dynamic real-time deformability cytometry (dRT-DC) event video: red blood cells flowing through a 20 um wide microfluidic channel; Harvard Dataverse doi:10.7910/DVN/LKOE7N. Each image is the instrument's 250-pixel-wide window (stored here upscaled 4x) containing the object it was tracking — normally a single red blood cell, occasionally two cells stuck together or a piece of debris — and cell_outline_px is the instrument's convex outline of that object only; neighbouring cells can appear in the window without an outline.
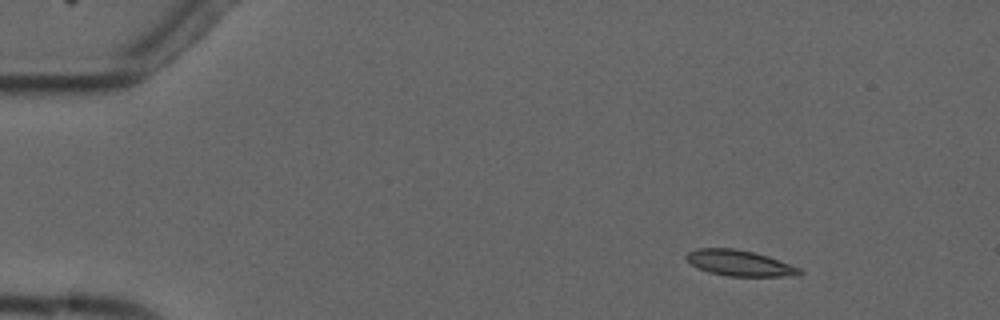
{"species": "common noctule bat (a hibernating species)", "species_latin": "Nyctalus noctula", "temperature_condition": "cold", "stored_images_in_passage": 4, "camera_frame_rate_fps": 3000, "um_per_image_px": 0.085, "animal": {"sex": "male", "forearm_length_mm": 52.5}, "frame": {"image": 1, "passage_image": 2, "time_ms": 1.333, "image_size_px": [1000, 320], "cell_outline_px": [[804, 272], [780, 276], [728, 276], [708, 272], [692, 264], [684, 256], [688, 252], [696, 248], [732, 248], [752, 252], [768, 256], [800, 268]], "centroid_in_image_um": [62.81, 22.35], "position_along_channel_um": 22.2, "area_um2": 16.65}}
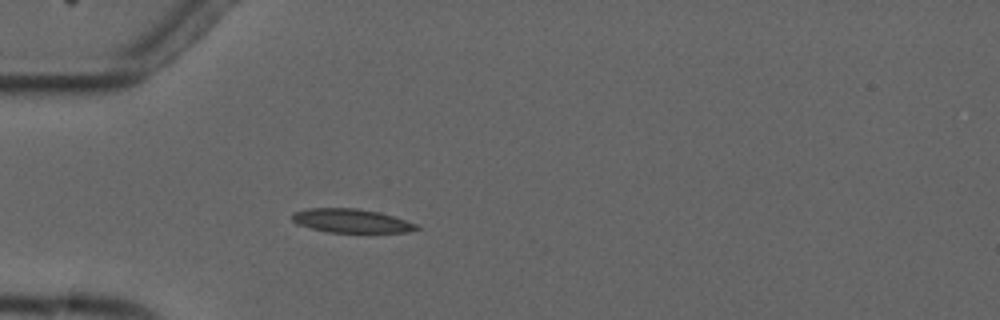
{"frame": {"image": 2, "passage_image": 4, "time_ms": 4.333, "image_size_px": [1000, 320], "cell_outline_px": [[420, 228], [408, 232], [328, 232], [296, 224], [292, 220], [292, 212], [308, 208], [356, 208], [380, 212], [416, 224]], "centroid_in_image_um": [29.81, 18.76], "position_along_channel_um": 55.2, "area_um2": 17.11}}